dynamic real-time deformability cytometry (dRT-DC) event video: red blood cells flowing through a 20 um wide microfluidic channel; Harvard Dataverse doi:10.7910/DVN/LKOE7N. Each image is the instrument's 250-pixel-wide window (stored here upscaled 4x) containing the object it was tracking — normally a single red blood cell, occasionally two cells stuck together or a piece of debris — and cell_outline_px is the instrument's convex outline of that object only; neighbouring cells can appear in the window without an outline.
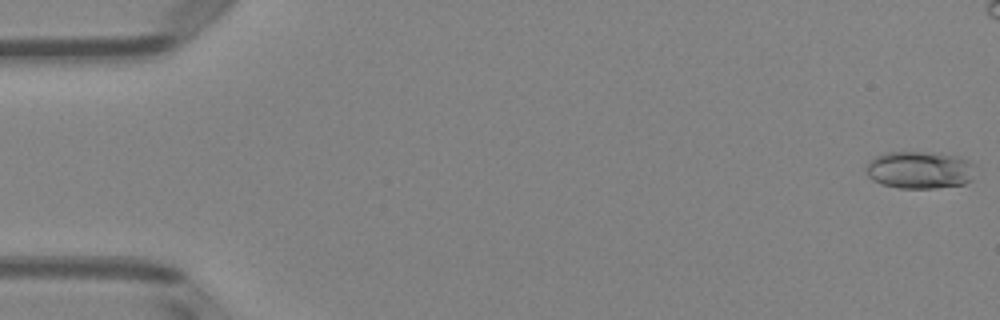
{"species": "Egyptian fruit bat (a non-hibernating species)", "species_latin": "Rousettus aegyptiacus", "temperature_condition": "room temperature", "stored_images_in_passage": 46, "camera_frame_rate_fps": 3000, "um_per_image_px": 0.085, "animal": {"sex": "female"}, "frame": {"image": 1, "passage_image": 1, "time_ms": 0.0, "image_size_px": [1000, 320], "cell_outline_px": [[972, 180], [964, 184], [936, 188], [896, 188], [880, 184], [872, 180], [868, 176], [864, 168], [868, 160], [876, 156], [888, 152], [928, 152], [960, 156], [968, 160], [972, 164]], "centroid_in_image_um": [78.11, 14.45], "position_along_channel_um": 6.9, "area_um2": 24.04}}
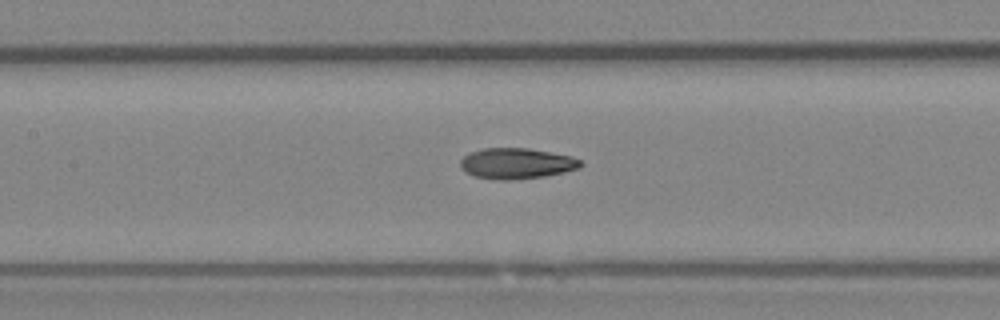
{"frame": {"image": 2, "passage_image": 24, "time_ms": 7.667, "image_size_px": [1000, 320], "cell_outline_px": [[584, 164], [580, 168], [564, 172], [544, 176], [512, 180], [496, 180], [476, 176], [464, 172], [460, 168], [460, 160], [468, 152], [484, 148], [528, 148], [572, 156], [580, 160]], "centroid_in_image_um": [43.89, 13.89], "position_along_channel_um": 163.5, "area_um2": 21.73}}
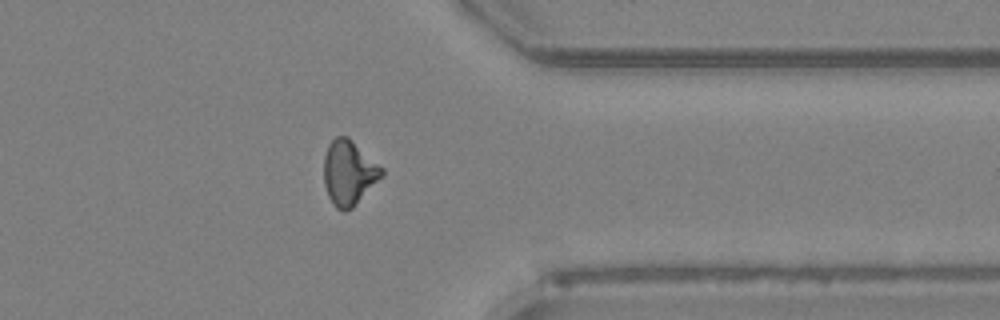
{"frame": {"image": 3, "passage_image": 41, "time_ms": 13.333, "image_size_px": [1000, 320], "cell_outline_px": [[384, 176], [352, 208], [344, 212], [336, 208], [332, 204], [328, 196], [324, 184], [324, 156], [328, 144], [336, 136], [348, 136], [384, 168]], "centroid_in_image_um": [29.67, 14.68], "position_along_channel_um": 381.7, "area_um2": 22.14}, "authors_computed_cell_mechanics": {"area_um2": 21.4438, "velocity_mm_per_s": 3.9996, "shape_relaxation_time_tau1_ms": 6.0375, "shape_relaxation_time_tau2_ms": 2.0961, "deformation_change_tau1": 0.1858, "deformation_change_tau2": 0.0784}}